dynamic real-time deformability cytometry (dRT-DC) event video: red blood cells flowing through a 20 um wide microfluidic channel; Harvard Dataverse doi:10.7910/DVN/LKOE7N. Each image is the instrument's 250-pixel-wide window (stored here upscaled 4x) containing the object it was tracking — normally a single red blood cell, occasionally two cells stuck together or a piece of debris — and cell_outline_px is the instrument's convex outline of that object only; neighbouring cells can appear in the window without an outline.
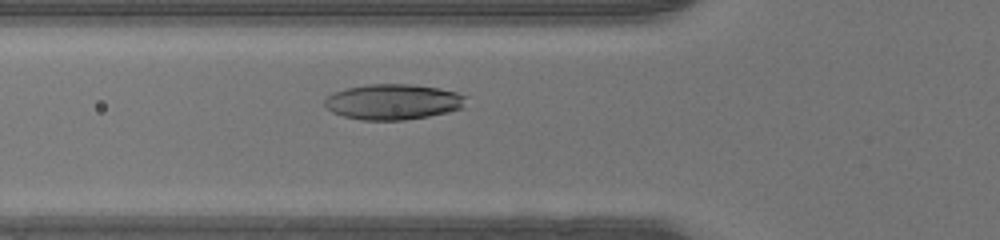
{"species": "human", "species_latin": "Homo sapiens", "temperature_condition": "warm", "stored_images_in_passage": 34, "camera_frame_rate_fps": 3000, "um_per_image_px": 0.085, "donor": {"sex": "male"}, "frame": {"image": 1, "passage_image": 10, "time_ms": 3.0, "image_size_px": [1000, 240], "cell_outline_px": [[468, 96], [464, 108], [448, 112], [428, 116], [404, 120], [360, 120], [344, 116], [332, 112], [324, 104], [324, 100], [328, 96], [336, 92], [348, 88], [368, 84], [412, 84], [440, 88], [456, 92]], "centroid_in_image_um": [33.47, 8.66], "position_along_channel_um": 92.3, "area_um2": 29.36}}
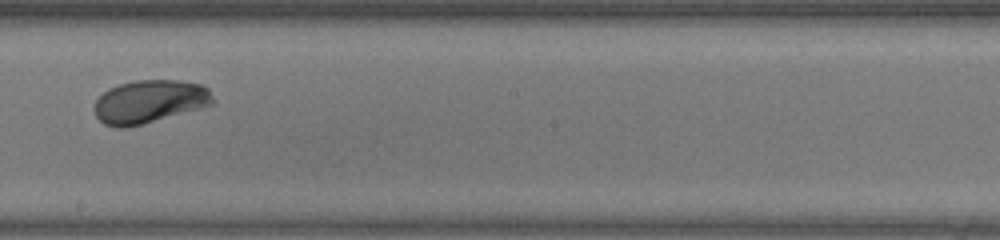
{"frame": {"image": 2, "passage_image": 20, "time_ms": 6.333, "image_size_px": [1000, 240], "cell_outline_px": [[216, 100], [212, 104], [200, 108], [140, 124], [124, 128], [116, 128], [104, 124], [96, 116], [92, 108], [96, 100], [108, 88], [120, 84], [136, 80], [180, 80], [204, 84], [208, 88]], "centroid_in_image_um": [12.71, 8.62], "position_along_channel_um": 235.5, "area_um2": 29.82}}
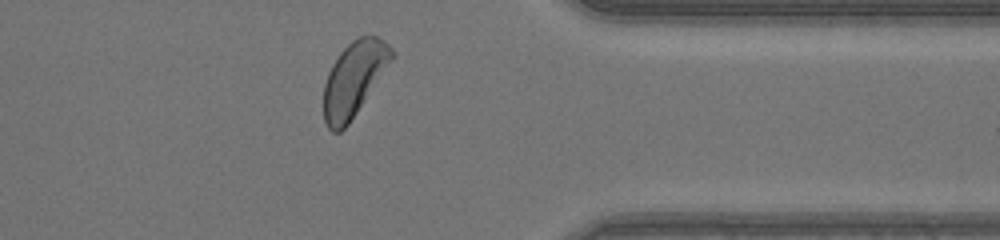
{"frame": {"image": 3, "passage_image": 31, "time_ms": 10.0, "image_size_px": [1000, 240], "cell_outline_px": [[396, 52], [348, 124], [340, 132], [332, 132], [328, 128], [324, 120], [324, 84], [328, 72], [332, 64], [340, 52], [352, 40], [360, 36], [376, 36], [384, 40]], "centroid_in_image_um": [30.05, 6.69], "position_along_channel_um": 381.3, "area_um2": 28.78}}